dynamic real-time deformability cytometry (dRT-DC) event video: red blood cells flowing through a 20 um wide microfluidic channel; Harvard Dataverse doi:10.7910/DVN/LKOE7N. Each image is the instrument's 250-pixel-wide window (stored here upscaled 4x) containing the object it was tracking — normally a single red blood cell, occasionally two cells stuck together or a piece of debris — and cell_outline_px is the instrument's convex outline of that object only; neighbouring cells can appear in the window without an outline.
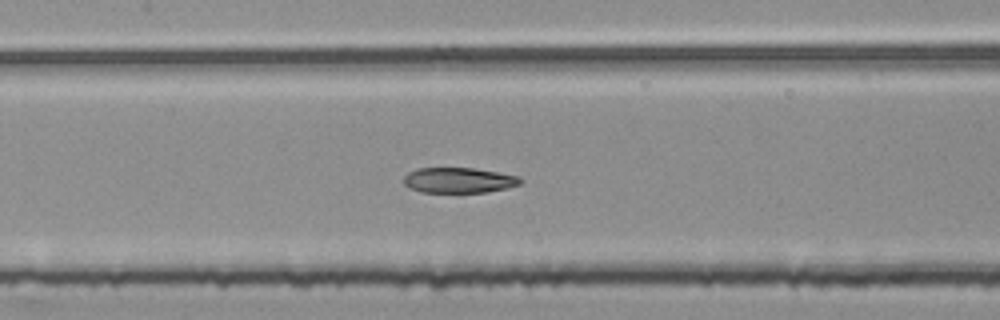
{"species": "common noctule bat (a hibernating species)", "species_latin": "Nyctalus noctula", "temperature_condition": "room temperature", "stored_images_in_passage": 41, "segment_of_instrument_passage": [2, 3], "camera_frame_rate_fps": 3000, "um_per_image_px": 0.085, "animal": {"sex": "female", "body_mass_g": 25.1}, "frame": {"image": 1, "passage_image": 26, "time_ms": 8.333, "image_size_px": [1000, 320], "cell_outline_px": [[524, 180], [520, 184], [508, 188], [484, 192], [420, 192], [408, 188], [404, 184], [404, 176], [408, 172], [416, 168], [472, 168], [520, 176]], "centroid_in_image_um": [38.99, 15.32], "position_along_channel_um": 168.4, "area_um2": 17.34}}
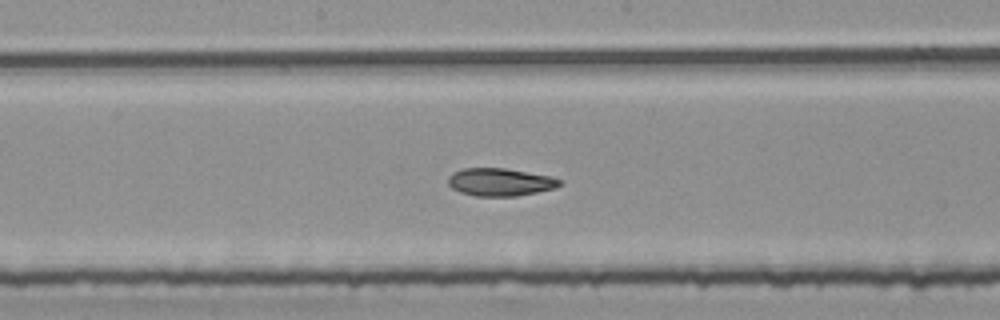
{"frame": {"image": 2, "passage_image": 29, "time_ms": 9.333, "image_size_px": [1000, 320], "cell_outline_px": [[560, 184], [556, 188], [516, 196], [476, 196], [460, 192], [452, 188], [448, 184], [448, 176], [452, 172], [464, 168], [504, 168], [552, 176], [560, 180]], "centroid_in_image_um": [42.48, 15.47], "position_along_channel_um": 205.7, "area_um2": 18.03}}